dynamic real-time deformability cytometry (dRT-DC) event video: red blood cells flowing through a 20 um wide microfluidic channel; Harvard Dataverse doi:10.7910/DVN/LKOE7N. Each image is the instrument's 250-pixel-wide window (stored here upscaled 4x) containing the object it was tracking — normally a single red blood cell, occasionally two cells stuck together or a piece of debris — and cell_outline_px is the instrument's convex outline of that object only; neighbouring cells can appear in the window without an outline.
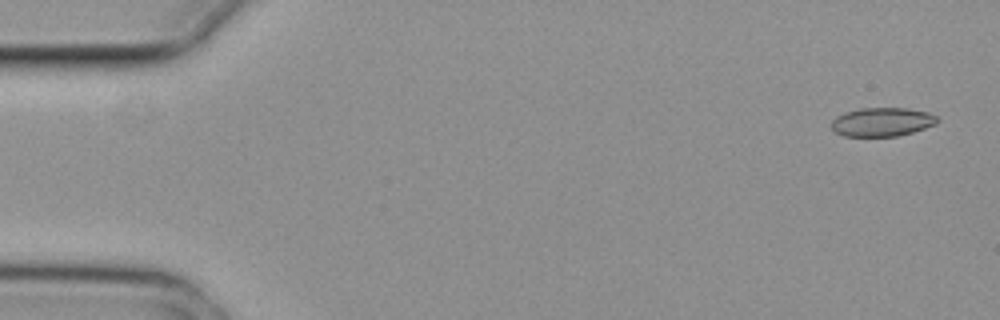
{"species": "common noctule bat (a hibernating species)", "species_latin": "Nyctalus noctula", "temperature_condition": "cold", "stored_images_in_passage": 5, "segment_of_instrument_passage": [1, 2], "camera_frame_rate_fps": 3000, "um_per_image_px": 0.085, "animal": {"sex": "female", "body_mass_g": 29.2, "forearm_length_mm": 56.3}, "frame": {"image": 1, "passage_image": 1, "time_ms": 0.0, "image_size_px": [1000, 320], "cell_outline_px": [[940, 120], [936, 124], [912, 132], [896, 136], [844, 136], [836, 132], [832, 128], [832, 120], [836, 116], [844, 112], [860, 108], [908, 108], [928, 112], [936, 116]], "centroid_in_image_um": [74.98, 10.35], "position_along_channel_um": 10.0, "area_um2": 17.74}}
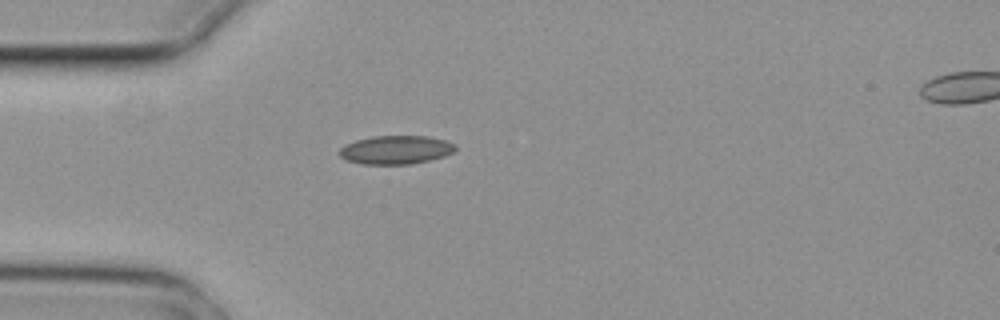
{"frame": {"image": 2, "passage_image": 4, "time_ms": 1.0, "image_size_px": [1000, 320], "cell_outline_px": [[456, 148], [452, 152], [444, 156], [412, 164], [364, 164], [348, 160], [340, 156], [340, 148], [356, 140], [372, 136], [428, 136], [444, 140], [456, 144]], "centroid_in_image_um": [33.67, 12.73], "position_along_channel_um": 51.3, "area_um2": 19.07}}